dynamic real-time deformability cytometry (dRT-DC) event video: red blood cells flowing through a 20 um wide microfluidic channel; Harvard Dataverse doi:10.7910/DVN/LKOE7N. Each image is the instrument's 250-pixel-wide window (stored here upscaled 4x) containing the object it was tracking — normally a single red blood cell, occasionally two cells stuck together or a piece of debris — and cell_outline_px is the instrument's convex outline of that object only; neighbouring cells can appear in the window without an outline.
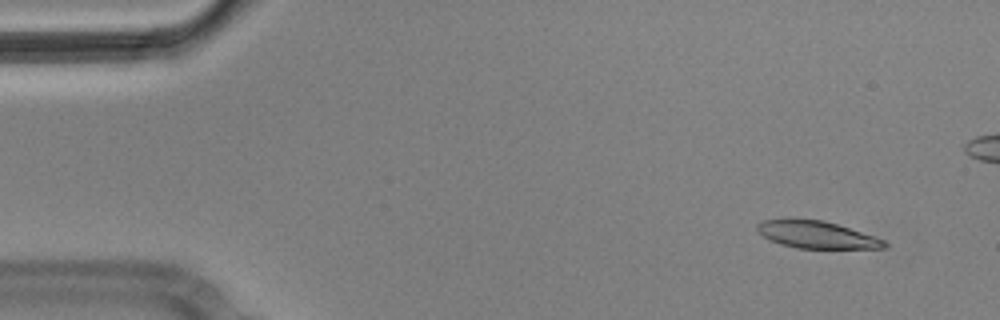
{"species": "Egyptian fruit bat (a non-hibernating species)", "species_latin": "Rousettus aegyptiacus", "temperature_condition": "cold", "stored_images_in_passage": 7, "camera_frame_rate_fps": 3000, "um_per_image_px": 0.085, "animal": {"sex": "male"}, "frame": {"image": 1, "passage_image": 2, "time_ms": 0.333, "image_size_px": [1000, 320], "cell_outline_px": [[888, 248], [796, 248], [780, 244], [764, 236], [756, 228], [756, 224], [760, 220], [824, 220], [884, 240], [888, 244]], "centroid_in_image_um": [69.41, 19.96], "position_along_channel_um": 15.6, "area_um2": 19.59}}